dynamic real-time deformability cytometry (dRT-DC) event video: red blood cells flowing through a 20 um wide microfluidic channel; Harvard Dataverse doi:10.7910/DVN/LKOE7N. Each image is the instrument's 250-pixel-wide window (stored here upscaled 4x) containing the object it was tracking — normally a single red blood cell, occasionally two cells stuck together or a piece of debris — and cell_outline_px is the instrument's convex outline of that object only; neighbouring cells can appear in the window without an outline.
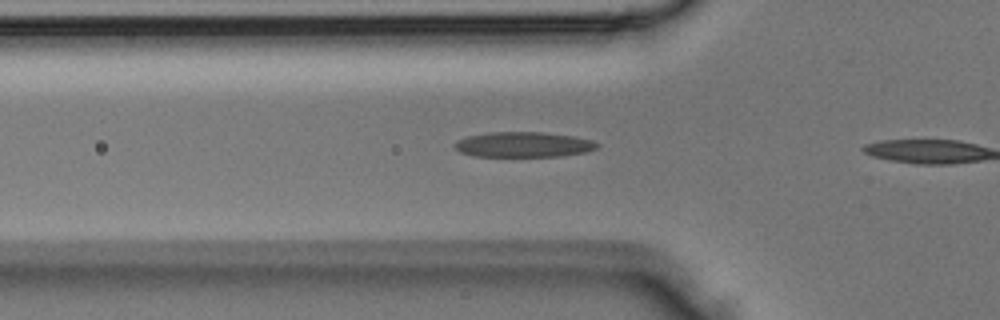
{"species": "Egyptian fruit bat (a non-hibernating species)", "species_latin": "Rousettus aegyptiacus", "temperature_condition": "room temperature", "stored_images_in_passage": 5, "segment_of_instrument_passage": [2, 2], "camera_frame_rate_fps": 3000, "um_per_image_px": 0.085, "animal": {"sex": "male"}, "frame": {"image": 1, "passage_image": 5, "time_ms": 1.333, "image_size_px": [1000, 320], "cell_outline_px": [[600, 144], [596, 148], [584, 152], [560, 156], [472, 156], [460, 152], [452, 144], [456, 140], [468, 136], [492, 132], [544, 132], [572, 136], [592, 140]], "centroid_in_image_um": [44.46, 12.28], "position_along_channel_um": 81.3, "area_um2": 20.87}}